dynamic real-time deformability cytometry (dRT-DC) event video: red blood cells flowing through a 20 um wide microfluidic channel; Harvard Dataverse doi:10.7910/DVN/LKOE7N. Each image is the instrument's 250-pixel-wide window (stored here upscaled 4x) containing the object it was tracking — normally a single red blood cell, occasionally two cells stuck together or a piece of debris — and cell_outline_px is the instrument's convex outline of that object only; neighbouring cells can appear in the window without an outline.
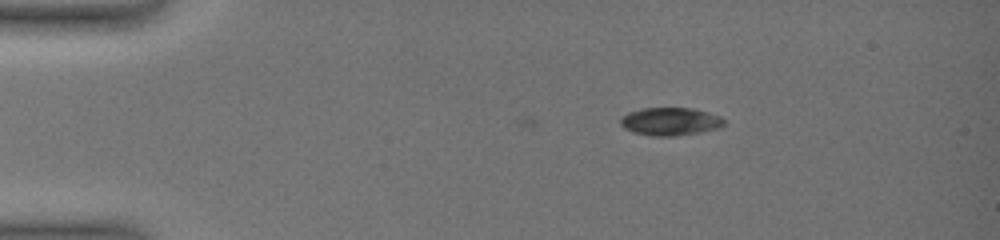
{"species": "common noctule bat (a hibernating species)", "species_latin": "Nyctalus noctula", "temperature_condition": "warm", "stored_images_in_passage": 7, "camera_frame_rate_fps": 3000, "um_per_image_px": 0.085, "animal": {"sex": "female", "body_mass_g": 19.0, "forearm_length_mm": 51.5}, "frame": {"image": 1, "passage_image": 7, "time_ms": 2.333, "image_size_px": [1000, 240], "cell_outline_px": [[724, 124], [720, 128], [700, 132], [676, 136], [648, 136], [632, 132], [624, 128], [620, 124], [620, 120], [628, 112], [644, 108], [692, 108], [708, 112], [720, 116], [724, 120]], "centroid_in_image_um": [56.97, 10.33], "position_along_channel_um": 28.0, "area_um2": 16.94}}